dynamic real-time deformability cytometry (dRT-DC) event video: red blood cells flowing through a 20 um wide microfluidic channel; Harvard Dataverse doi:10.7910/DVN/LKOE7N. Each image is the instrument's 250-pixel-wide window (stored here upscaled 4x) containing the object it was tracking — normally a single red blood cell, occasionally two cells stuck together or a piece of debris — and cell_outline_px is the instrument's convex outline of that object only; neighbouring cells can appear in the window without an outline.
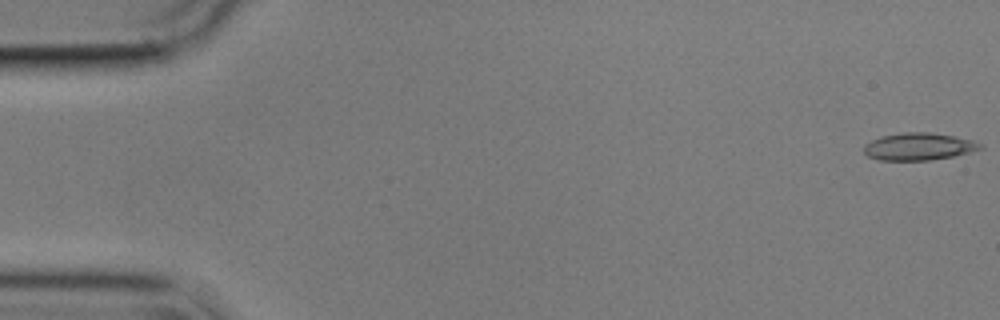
{"species": "common noctule bat (a hibernating species)", "species_latin": "Nyctalus noctula", "temperature_condition": "cold", "stored_images_in_passage": 56, "camera_frame_rate_fps": 3000, "um_per_image_px": 0.085, "animal": {"sex": "male", "body_mass_g": 17.9}, "frame": {"image": 1, "passage_image": 1, "time_ms": 0.0, "image_size_px": [1000, 320], "cell_outline_px": [[984, 148], [952, 156], [932, 160], [880, 160], [868, 156], [864, 152], [864, 144], [872, 140], [884, 136], [904, 132], [928, 132], [952, 136], [972, 140], [984, 144]], "centroid_in_image_um": [78.1, 12.46], "position_along_channel_um": 6.9, "area_um2": 18.32}}
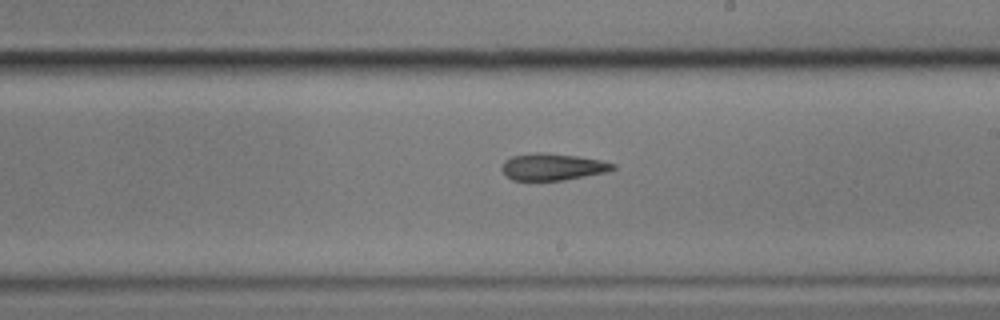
{"frame": {"image": 2, "passage_image": 32, "time_ms": 10.333, "image_size_px": [1000, 320], "cell_outline_px": [[616, 168], [608, 172], [564, 180], [512, 180], [500, 168], [504, 160], [512, 156], [536, 152], [540, 152], [576, 156], [600, 160], [616, 164]], "centroid_in_image_um": [46.98, 14.18], "position_along_channel_um": 242.0, "area_um2": 17.34}}
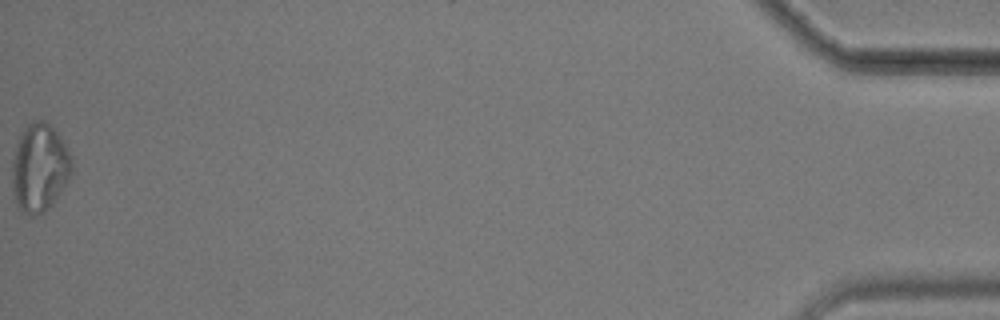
{"frame": {"image": 3, "passage_image": 56, "time_ms": 18.333, "image_size_px": [1000, 320], "cell_outline_px": [[72, 172], [52, 204], [44, 212], [32, 216], [20, 212], [12, 192], [12, 160], [16, 144], [20, 132], [32, 120], [44, 120], [56, 132], [72, 156]], "centroid_in_image_um": [3.33, 14.26], "position_along_channel_um": 431.9, "area_um2": 30.69}}